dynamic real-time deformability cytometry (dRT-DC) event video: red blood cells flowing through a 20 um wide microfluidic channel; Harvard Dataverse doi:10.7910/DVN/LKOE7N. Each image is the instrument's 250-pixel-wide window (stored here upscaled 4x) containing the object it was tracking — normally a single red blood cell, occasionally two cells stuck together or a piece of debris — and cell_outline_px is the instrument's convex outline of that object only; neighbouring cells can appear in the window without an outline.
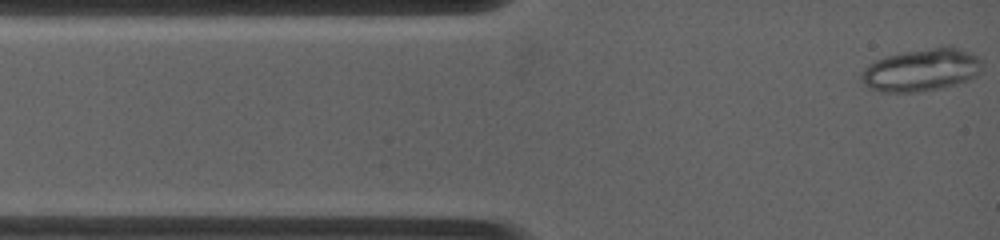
{"species": "common noctule bat (a hibernating species)", "species_latin": "Nyctalus noctula", "temperature_condition": "warm", "stored_images_in_passage": 10, "camera_frame_rate_fps": 4500, "um_per_image_px": 0.085, "animal": {"sex": "female", "body_mass_g": 19.0, "forearm_length_mm": 53.3}, "frame": {"image": 1, "passage_image": 1, "time_ms": 0.0, "image_size_px": [1000, 240], "cell_outline_px": [[980, 72], [976, 76], [968, 80], [940, 88], [916, 92], [880, 92], [868, 88], [860, 80], [860, 72], [868, 64], [876, 60], [888, 56], [904, 52], [944, 44], [948, 44], [960, 48], [976, 56], [980, 60]], "centroid_in_image_um": [78.28, 5.93], "position_along_channel_um": 6.7, "area_um2": 30.23}}
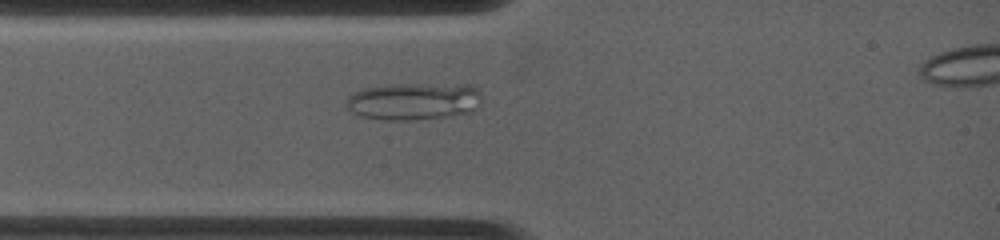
{"frame": {"image": 2, "passage_image": 5, "time_ms": 2.222, "image_size_px": [1000, 240], "cell_outline_px": [[480, 92], [476, 108], [472, 112], [452, 116], [408, 120], [388, 120], [360, 116], [352, 112], [344, 104], [348, 96], [352, 92], [364, 88], [388, 84], [472, 84]], "centroid_in_image_um": [35.14, 8.59], "position_along_channel_um": 49.9, "area_um2": 29.71}}
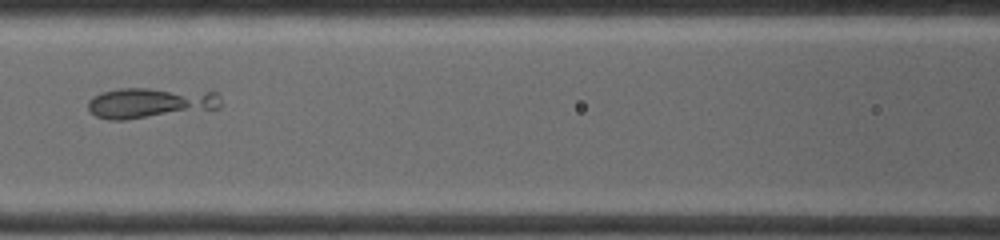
{"frame": {"image": 3, "passage_image": 9, "time_ms": 4.889, "image_size_px": [1000, 240], "cell_outline_px": [[220, 108], [124, 120], [108, 120], [96, 116], [88, 112], [88, 100], [92, 96], [104, 92], [120, 88], [148, 88], [220, 92]], "centroid_in_image_um": [12.75, 8.74], "position_along_channel_um": 153.9, "area_um2": 23.76}}